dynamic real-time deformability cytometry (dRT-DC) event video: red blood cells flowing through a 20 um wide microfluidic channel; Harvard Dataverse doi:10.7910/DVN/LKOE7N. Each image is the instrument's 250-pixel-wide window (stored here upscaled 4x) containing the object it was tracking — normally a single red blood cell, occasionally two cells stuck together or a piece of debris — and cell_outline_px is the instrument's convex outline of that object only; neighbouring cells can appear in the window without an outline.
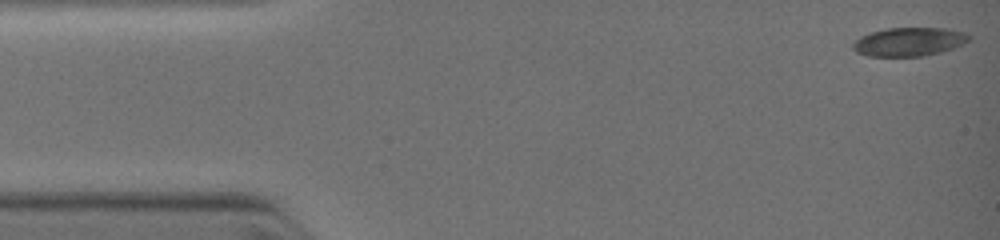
{"species": "common noctule bat (a hibernating species)", "species_latin": "Nyctalus noctula", "temperature_condition": "warm", "stored_images_in_passage": 15, "camera_frame_rate_fps": 3000, "um_per_image_px": 0.085, "animal": {"sex": "female", "body_mass_g": 19.0, "forearm_length_mm": 51.5}, "frame": {"image": 1, "passage_image": 1, "time_ms": 0.0, "image_size_px": [1000, 240], "cell_outline_px": [[972, 36], [968, 40], [952, 48], [940, 52], [924, 56], [868, 56], [856, 52], [852, 48], [852, 44], [860, 36], [872, 32], [888, 28], [948, 28], [964, 32]], "centroid_in_image_um": [77.25, 3.55], "position_along_channel_um": 7.7, "area_um2": 19.25}}
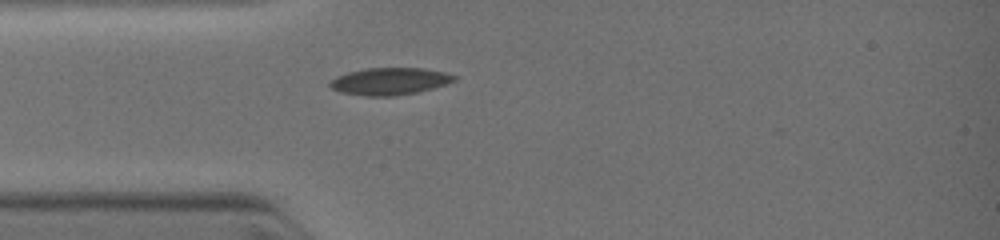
{"frame": {"image": 2, "passage_image": 12, "time_ms": 3.0, "image_size_px": [1000, 240], "cell_outline_px": [[456, 80], [448, 84], [416, 92], [396, 96], [364, 96], [340, 92], [332, 88], [328, 84], [336, 76], [348, 72], [368, 68], [424, 68], [444, 72], [456, 76]], "centroid_in_image_um": [33.13, 6.91], "position_along_channel_um": 51.9, "area_um2": 19.65}}